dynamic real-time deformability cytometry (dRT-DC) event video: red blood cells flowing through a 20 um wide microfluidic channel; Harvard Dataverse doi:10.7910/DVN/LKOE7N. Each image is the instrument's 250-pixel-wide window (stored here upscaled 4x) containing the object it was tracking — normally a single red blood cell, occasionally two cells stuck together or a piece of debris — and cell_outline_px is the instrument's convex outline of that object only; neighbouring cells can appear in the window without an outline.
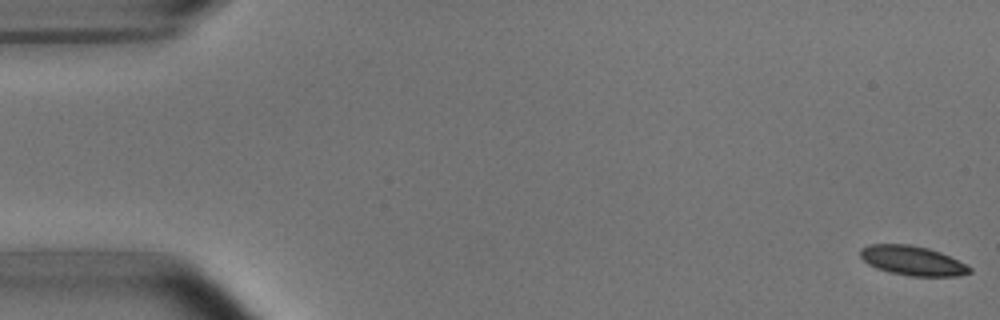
{"species": "common noctule bat (a hibernating species)", "species_latin": "Nyctalus noctula", "temperature_condition": "room temperature", "stored_images_in_passage": 6, "camera_frame_rate_fps": 3000, "um_per_image_px": 0.085, "animal": {"sex": "male", "body_mass_g": 15.6}, "frame": {"image": 1, "passage_image": 1, "time_ms": 0.0, "image_size_px": [1000, 320], "cell_outline_px": [[972, 272], [956, 276], [908, 276], [888, 272], [876, 268], [868, 264], [860, 256], [860, 248], [868, 244], [912, 244], [928, 248], [940, 252], [972, 268]], "centroid_in_image_um": [77.51, 22.15], "position_along_channel_um": 7.5, "area_um2": 18.79}}